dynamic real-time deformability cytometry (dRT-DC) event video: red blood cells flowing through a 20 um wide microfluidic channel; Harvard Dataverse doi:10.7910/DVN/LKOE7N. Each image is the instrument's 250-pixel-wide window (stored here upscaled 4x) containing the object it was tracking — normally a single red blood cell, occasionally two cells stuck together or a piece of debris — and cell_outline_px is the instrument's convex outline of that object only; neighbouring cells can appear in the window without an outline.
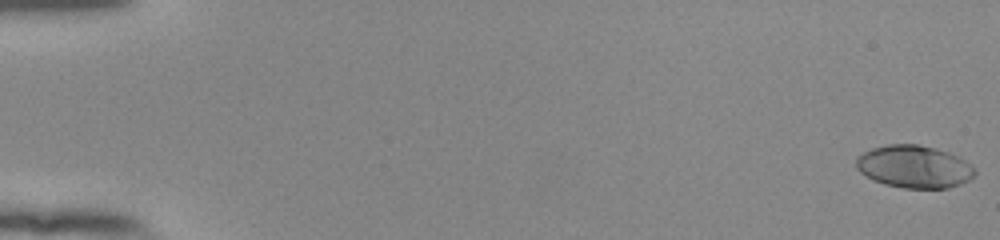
{"species": "human", "species_latin": "Homo sapiens", "temperature_condition": "room temperature", "stored_images_in_passage": 55, "camera_frame_rate_fps": 3000, "um_per_image_px": 0.085, "donor": {"sex": "female"}, "frame": {"image": 1, "passage_image": 1, "time_ms": 0.0, "image_size_px": [1000, 240], "cell_outline_px": [[976, 172], [968, 180], [960, 184], [948, 188], [904, 188], [884, 184], [872, 180], [860, 172], [856, 168], [856, 156], [872, 148], [888, 144], [916, 144], [936, 148], [948, 152], [964, 160]], "centroid_in_image_um": [77.65, 14.17], "position_along_channel_um": 7.4, "area_um2": 29.3}}
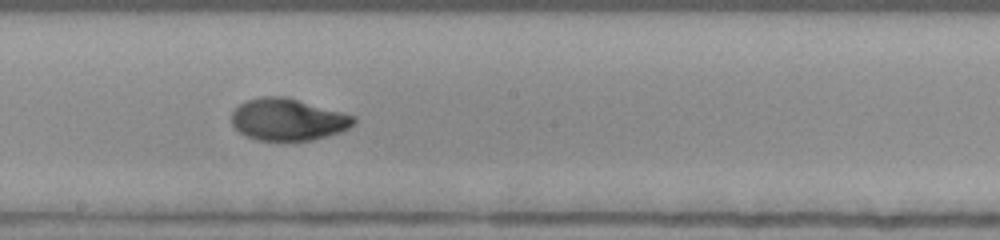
{"frame": {"image": 2, "passage_image": 32, "time_ms": 10.333, "image_size_px": [1000, 240], "cell_outline_px": [[356, 120], [348, 128], [340, 132], [312, 140], [256, 140], [240, 132], [232, 124], [232, 112], [240, 104], [248, 100], [264, 96], [284, 96], [356, 116]], "centroid_in_image_um": [24.47, 10.16], "position_along_channel_um": 223.7, "area_um2": 29.48}}
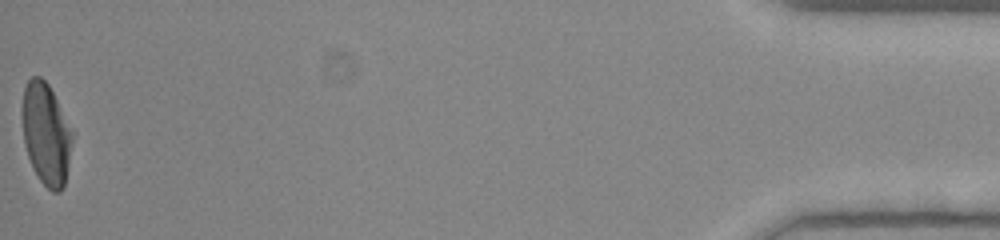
{"frame": {"image": 3, "passage_image": 55, "time_ms": 18.0, "image_size_px": [1000, 240], "cell_outline_px": [[72, 140], [64, 188], [60, 192], [52, 192], [40, 180], [28, 156], [24, 144], [20, 112], [20, 108], [24, 88], [28, 80], [32, 76], [40, 76], [48, 84], [72, 132]], "centroid_in_image_um": [3.87, 11.37], "position_along_channel_um": 431.3, "area_um2": 29.54}, "authors_computed_cell_mechanics": {"area_um2": 29.4202, "velocity_mm_per_s": 3.8935, "shape_relaxation_time_tau1_ms": 4.807, "shape_relaxation_time_tau2_ms": 1.2873, "deformation_change_tau1": 0.2306, "deformation_change_tau2": 0.0438}}